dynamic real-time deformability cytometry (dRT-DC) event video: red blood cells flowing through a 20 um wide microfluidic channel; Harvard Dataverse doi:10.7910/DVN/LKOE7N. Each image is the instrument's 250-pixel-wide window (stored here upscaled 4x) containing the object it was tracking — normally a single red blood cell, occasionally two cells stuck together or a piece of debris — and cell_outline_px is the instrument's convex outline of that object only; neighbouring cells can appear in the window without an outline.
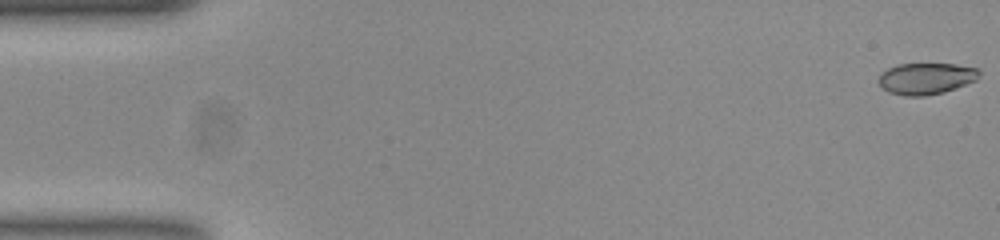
{"species": "common noctule bat (a hibernating species)", "species_latin": "Nyctalus noctula", "temperature_condition": "room temperature", "stored_images_in_passage": 54, "camera_frame_rate_fps": 3000, "um_per_image_px": 0.085, "animal": {"sex": "female", "body_mass_g": 23.0, "forearm_length_mm": 53.4}, "frame": {"image": 1, "passage_image": 1, "time_ms": 0.0, "image_size_px": [1000, 240], "cell_outline_px": [[980, 76], [976, 80], [956, 88], [944, 92], [924, 96], [904, 96], [888, 92], [880, 84], [880, 72], [896, 64], [956, 64], [980, 68]], "centroid_in_image_um": [78.75, 6.67], "position_along_channel_um": 6.3, "area_um2": 18.55}}
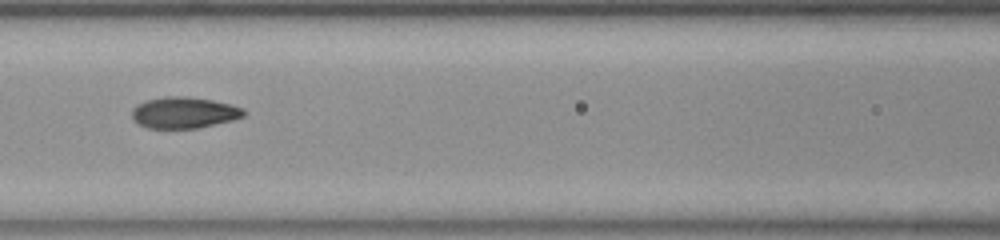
{"frame": {"image": 2, "passage_image": 24, "time_ms": 7.667, "image_size_px": [1000, 240], "cell_outline_px": [[248, 112], [244, 116], [232, 120], [196, 128], [148, 128], [140, 124], [132, 116], [132, 108], [136, 104], [148, 100], [164, 96], [184, 96], [212, 100], [232, 104], [244, 108]], "centroid_in_image_um": [15.68, 9.56], "position_along_channel_um": 150.9, "area_um2": 20.35}}
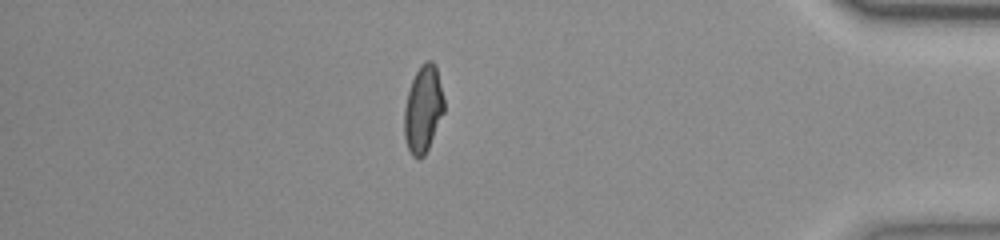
{"frame": {"image": 3, "passage_image": 47, "time_ms": 15.333, "image_size_px": [1000, 240], "cell_outline_px": [[444, 112], [428, 148], [424, 156], [412, 156], [408, 148], [404, 136], [404, 108], [408, 92], [412, 80], [420, 64], [424, 60], [432, 60], [436, 64], [444, 100]], "centroid_in_image_um": [35.97, 9.22], "position_along_channel_um": 399.2, "area_um2": 20.11}, "authors_computed_cell_mechanics": {"area_um2": 19.9988, "velocity_mm_per_s": 3.7808, "shape_relaxation_time_tau1_ms": 6.8092, "shape_relaxation_time_tau2_ms": 1.1553, "deformation_change_tau1": 0.2193, "deformation_change_tau2": 0.0608}}